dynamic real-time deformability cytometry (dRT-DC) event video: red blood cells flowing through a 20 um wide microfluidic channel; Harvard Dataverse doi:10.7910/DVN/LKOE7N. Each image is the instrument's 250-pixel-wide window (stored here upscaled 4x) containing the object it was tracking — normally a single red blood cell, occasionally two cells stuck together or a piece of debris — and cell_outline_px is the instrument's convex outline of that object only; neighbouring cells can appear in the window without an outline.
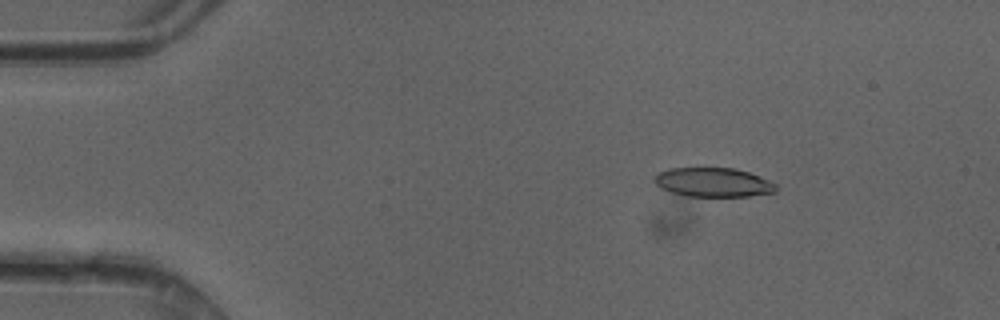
{"species": "common noctule bat (a hibernating species)", "species_latin": "Nyctalus noctula", "temperature_condition": "cold", "stored_images_in_passage": 49, "camera_frame_rate_fps": 3000, "um_per_image_px": 0.085, "animal": {"sex": "female"}, "frame": {"image": 1, "passage_image": 8, "time_ms": 2.333, "image_size_px": [1000, 320], "cell_outline_px": [[776, 192], [748, 196], [688, 196], [672, 192], [660, 188], [656, 184], [656, 176], [660, 172], [668, 168], [732, 168], [748, 172], [768, 180], [776, 184]], "centroid_in_image_um": [60.63, 15.5], "position_along_channel_um": 24.4, "area_um2": 20.35}}
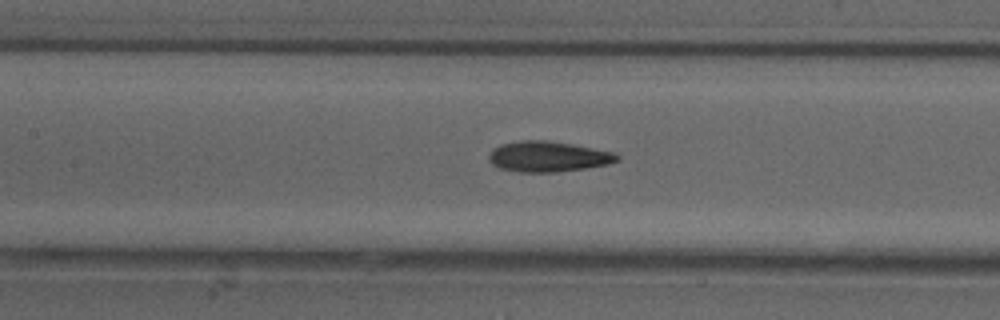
{"frame": {"image": 2, "passage_image": 23, "time_ms": 7.333, "image_size_px": [1000, 320], "cell_outline_px": [[620, 160], [608, 164], [584, 168], [556, 172], [520, 172], [500, 168], [492, 164], [488, 160], [488, 156], [492, 148], [500, 144], [520, 140], [548, 140], [572, 144], [616, 152], [620, 156]], "centroid_in_image_um": [46.58, 13.3], "position_along_channel_um": 160.8, "area_um2": 23.0}}
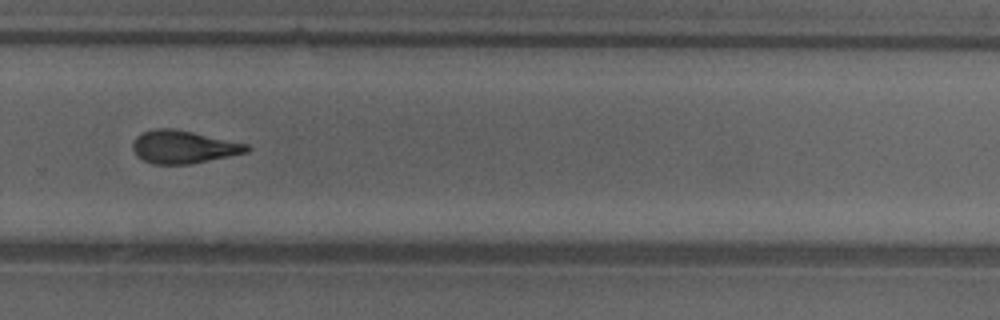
{"frame": {"image": 3, "passage_image": 34, "time_ms": 11.0, "image_size_px": [1000, 320], "cell_outline_px": [[248, 152], [192, 164], [152, 164], [144, 160], [132, 148], [132, 144], [136, 136], [144, 132], [156, 128], [176, 128], [248, 144]], "centroid_in_image_um": [15.6, 12.48], "position_along_channel_um": 314.2, "area_um2": 21.73}, "authors_computed_cell_mechanics": {"area_um2": 21.8484, "velocity_mm_per_s": 4.198, "shape_relaxation_time_tau1_ms": 7.5595, "shape_relaxation_time_tau2_ms": 2.7292, "deformation_change_tau1": 0.2142, "deformation_change_tau2": 0.1026}}